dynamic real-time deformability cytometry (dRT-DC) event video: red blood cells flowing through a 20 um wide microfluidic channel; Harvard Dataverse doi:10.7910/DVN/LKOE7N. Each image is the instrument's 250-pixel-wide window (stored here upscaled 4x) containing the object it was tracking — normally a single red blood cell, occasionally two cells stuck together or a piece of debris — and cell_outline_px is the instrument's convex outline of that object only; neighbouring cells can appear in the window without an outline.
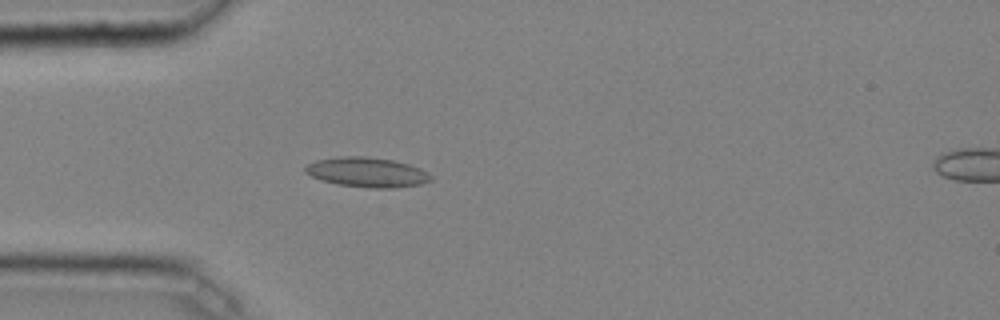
{"species": "common noctule bat (a hibernating species)", "species_latin": "Nyctalus noctula", "temperature_condition": "cold", "stored_images_in_passage": 36, "camera_frame_rate_fps": 3000, "um_per_image_px": 0.085, "animal": {"sex": "male", "body_mass_g": 20.4}, "frame": {"image": 1, "passage_image": 3, "time_ms": 0.667, "image_size_px": [1000, 320], "cell_outline_px": [[432, 180], [420, 184], [392, 188], [368, 188], [340, 184], [324, 180], [312, 176], [304, 172], [304, 168], [308, 164], [316, 160], [340, 156], [368, 156], [392, 160], [408, 164], [420, 168], [428, 172], [432, 176]], "centroid_in_image_um": [31.22, 14.63], "position_along_channel_um": 53.8, "area_um2": 21.68}}
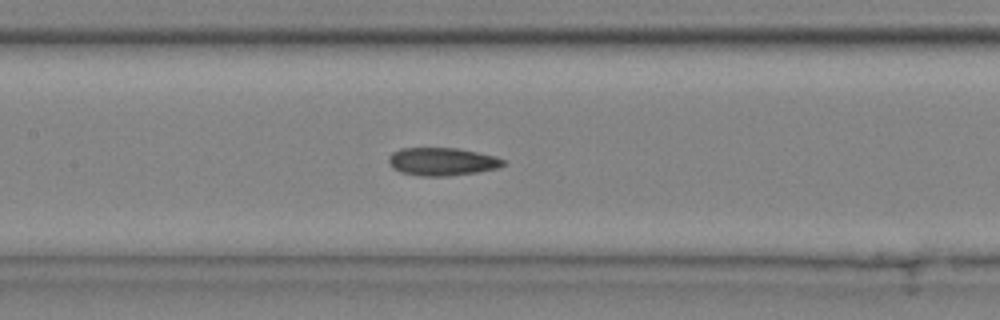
{"frame": {"image": 2, "passage_image": 12, "time_ms": 3.667, "image_size_px": [1000, 320], "cell_outline_px": [[508, 164], [496, 168], [480, 172], [448, 176], [420, 176], [400, 172], [392, 168], [388, 160], [388, 156], [392, 152], [400, 148], [456, 148], [496, 156], [504, 160]], "centroid_in_image_um": [37.57, 13.74], "position_along_channel_um": 169.8, "area_um2": 18.84}}
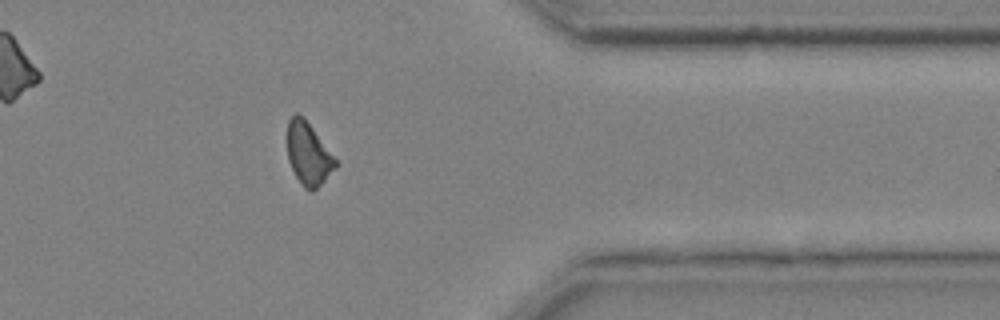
{"frame": {"image": 3, "passage_image": 29, "time_ms": 9.333, "image_size_px": [1000, 320], "cell_outline_px": [[340, 164], [312, 192], [304, 188], [300, 184], [288, 160], [288, 120], [296, 112], [312, 128]], "centroid_in_image_um": [26.22, 13.12], "position_along_channel_um": 385.2, "area_um2": 17.17}}